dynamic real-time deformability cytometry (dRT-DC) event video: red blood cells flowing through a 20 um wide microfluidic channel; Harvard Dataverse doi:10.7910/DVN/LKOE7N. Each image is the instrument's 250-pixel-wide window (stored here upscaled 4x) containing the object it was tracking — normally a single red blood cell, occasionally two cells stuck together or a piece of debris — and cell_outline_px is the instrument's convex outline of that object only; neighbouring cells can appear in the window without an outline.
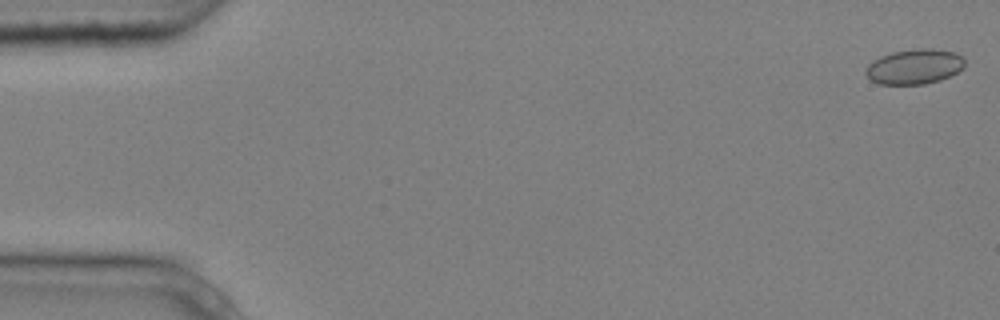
{"species": "common noctule bat (a hibernating species)", "species_latin": "Nyctalus noctula", "temperature_condition": "cold", "stored_images_in_passage": 6, "camera_frame_rate_fps": 3000, "um_per_image_px": 0.085, "animal": {"sex": "male", "body_mass_g": 20.4}, "frame": {"image": 1, "passage_image": 1, "time_ms": 0.0, "image_size_px": [1000, 320], "cell_outline_px": [[964, 68], [940, 80], [924, 84], [880, 84], [872, 80], [864, 72], [868, 64], [872, 60], [880, 56], [892, 52], [920, 48], [932, 48], [956, 52], [964, 56]], "centroid_in_image_um": [77.74, 5.64], "position_along_channel_um": 7.3, "area_um2": 20.29}}
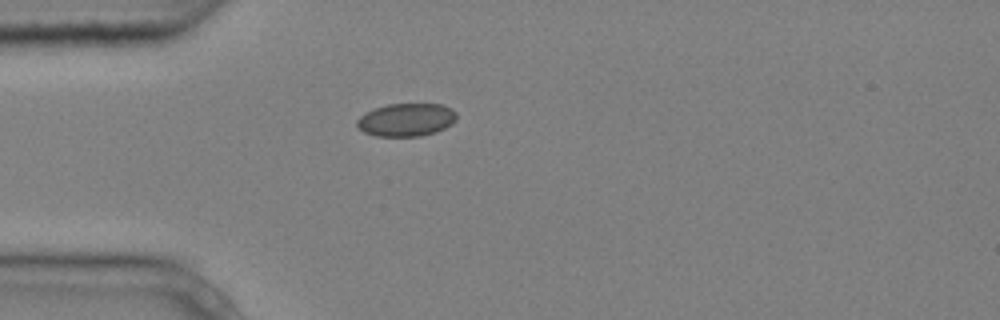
{"frame": {"image": 2, "passage_image": 5, "time_ms": 1.333, "image_size_px": [1000, 320], "cell_outline_px": [[456, 120], [452, 124], [436, 132], [420, 136], [376, 136], [364, 132], [356, 124], [356, 120], [360, 116], [376, 108], [388, 104], [440, 104], [456, 112]], "centroid_in_image_um": [34.54, 10.19], "position_along_channel_um": 50.5, "area_um2": 18.96}}